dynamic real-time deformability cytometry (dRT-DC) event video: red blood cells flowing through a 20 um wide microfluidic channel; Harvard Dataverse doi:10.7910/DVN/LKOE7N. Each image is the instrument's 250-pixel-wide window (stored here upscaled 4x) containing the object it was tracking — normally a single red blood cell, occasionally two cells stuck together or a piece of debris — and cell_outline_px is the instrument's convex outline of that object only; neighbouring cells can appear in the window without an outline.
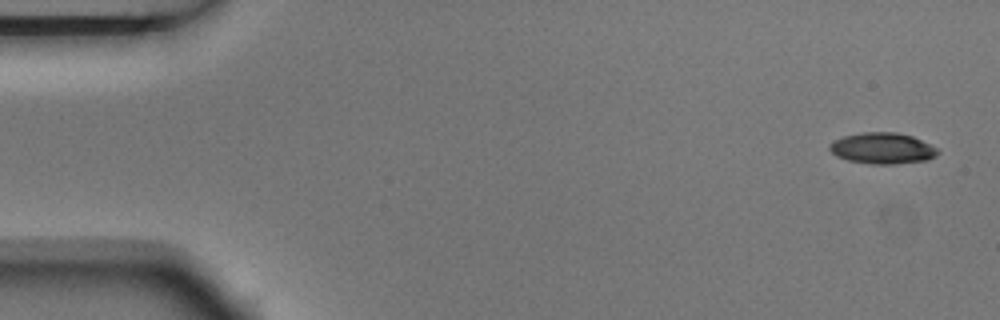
{"species": "Egyptian fruit bat (a non-hibernating species)", "species_latin": "Rousettus aegyptiacus", "temperature_condition": "room temperature", "stored_images_in_passage": 5, "camera_frame_rate_fps": 3000, "um_per_image_px": 0.085, "animal": {"sex": "male"}, "frame": {"image": 1, "passage_image": 1, "time_ms": 0.0, "image_size_px": [1000, 320], "cell_outline_px": [[940, 152], [936, 156], [928, 160], [896, 164], [872, 164], [848, 160], [836, 156], [828, 148], [828, 144], [832, 140], [844, 136], [860, 132], [896, 132], [912, 136], [936, 148]], "centroid_in_image_um": [74.97, 12.6], "position_along_channel_um": 10.0, "area_um2": 19.71}}
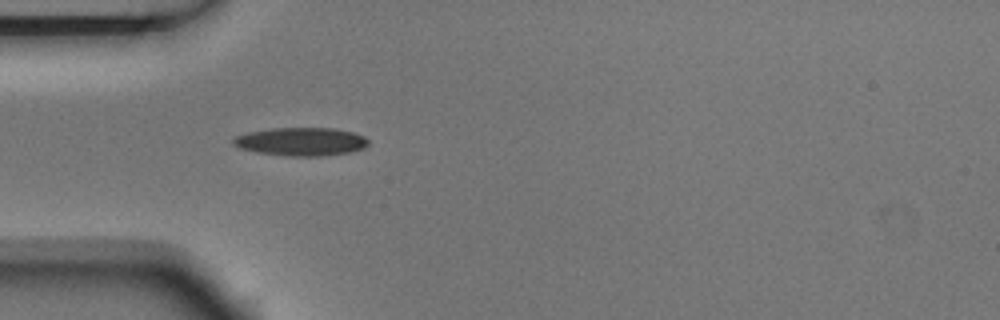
{"frame": {"image": 2, "passage_image": 5, "time_ms": 1.333, "image_size_px": [1000, 320], "cell_outline_px": [[368, 144], [364, 148], [348, 152], [320, 156], [288, 156], [256, 152], [240, 148], [232, 144], [232, 136], [248, 132], [272, 128], [336, 128], [352, 132], [364, 136], [368, 140]], "centroid_in_image_um": [25.55, 12.03], "position_along_channel_um": 59.5, "area_um2": 22.31}}